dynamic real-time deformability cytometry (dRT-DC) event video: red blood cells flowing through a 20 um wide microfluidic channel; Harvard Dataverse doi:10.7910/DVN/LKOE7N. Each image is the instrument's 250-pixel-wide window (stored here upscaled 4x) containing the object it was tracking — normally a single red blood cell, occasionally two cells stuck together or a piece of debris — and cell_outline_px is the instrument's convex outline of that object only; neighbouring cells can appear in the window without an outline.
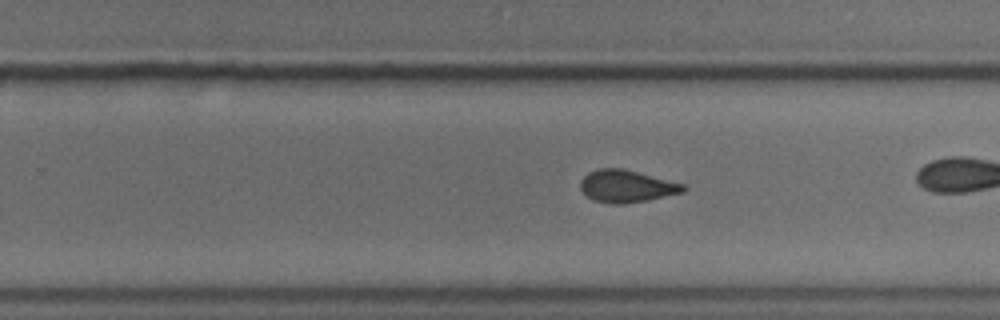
{"species": "common noctule bat (a hibernating species)", "species_latin": "Nyctalus noctula", "temperature_condition": "cold", "stored_images_in_passage": 33, "camera_frame_rate_fps": 3000, "um_per_image_px": 0.085, "animal": {"sex": "male", "body_mass_g": 18.8}, "frame": {"image": 1, "passage_image": 24, "time_ms": 7.667, "image_size_px": [1000, 320], "cell_outline_px": [[688, 188], [684, 192], [648, 200], [624, 204], [608, 204], [592, 200], [580, 188], [580, 180], [588, 172], [600, 168], [624, 168], [684, 184]], "centroid_in_image_um": [53.26, 15.83], "position_along_channel_um": 276.5, "area_um2": 19.54}}